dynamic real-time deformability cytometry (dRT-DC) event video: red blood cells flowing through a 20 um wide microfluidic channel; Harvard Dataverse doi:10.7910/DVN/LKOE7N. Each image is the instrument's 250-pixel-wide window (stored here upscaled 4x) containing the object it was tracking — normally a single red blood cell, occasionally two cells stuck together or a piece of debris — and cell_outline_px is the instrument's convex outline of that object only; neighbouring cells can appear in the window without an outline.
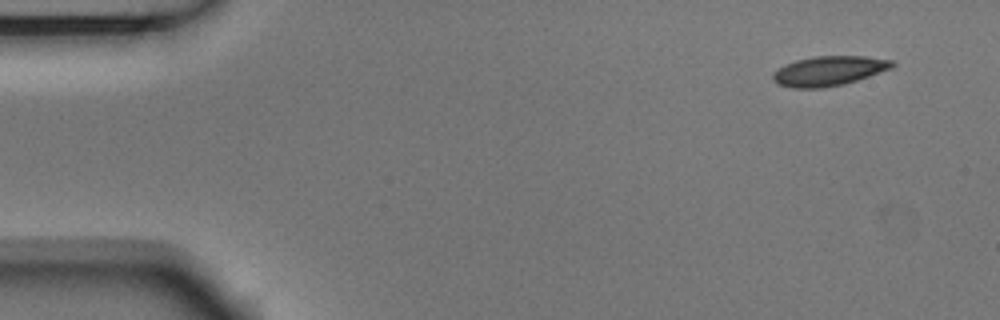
{"species": "Egyptian fruit bat (a non-hibernating species)", "species_latin": "Rousettus aegyptiacus", "temperature_condition": "room temperature", "stored_images_in_passage": 51, "camera_frame_rate_fps": 3000, "um_per_image_px": 0.085, "animal": {"sex": "male"}, "frame": {"image": 1, "passage_image": 1, "time_ms": 0.0, "image_size_px": [1000, 320], "cell_outline_px": [[896, 64], [892, 68], [844, 84], [824, 88], [792, 88], [780, 84], [772, 80], [772, 72], [784, 64], [796, 60], [812, 56], [864, 56], [892, 60]], "centroid_in_image_um": [70.42, 6.02], "position_along_channel_um": 14.6, "area_um2": 20.69}}
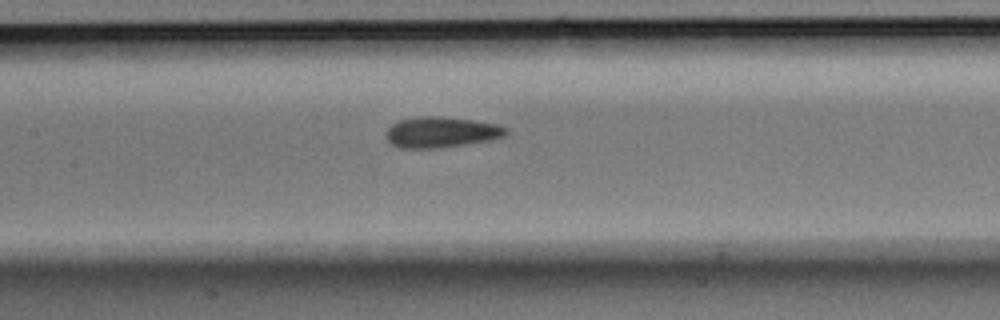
{"frame": {"image": 2, "passage_image": 22, "time_ms": 7.0, "image_size_px": [1000, 320], "cell_outline_px": [[508, 132], [504, 136], [492, 140], [440, 148], [400, 148], [392, 144], [388, 140], [388, 128], [392, 124], [400, 120], [420, 116], [440, 116], [472, 120], [496, 124], [508, 128]], "centroid_in_image_um": [37.54, 11.24], "position_along_channel_um": 169.9, "area_um2": 21.39}}
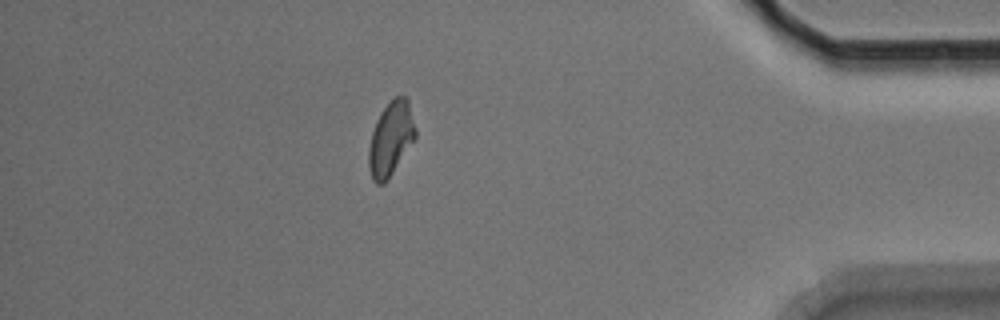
{"frame": {"image": 3, "passage_image": 44, "time_ms": 14.333, "image_size_px": [1000, 320], "cell_outline_px": [[416, 140], [388, 180], [384, 184], [376, 184], [372, 180], [368, 168], [368, 148], [372, 132], [376, 120], [380, 112], [396, 96], [404, 96], [408, 100], [416, 128]], "centroid_in_image_um": [33.22, 11.85], "position_along_channel_um": 402.0, "area_um2": 20.52}, "authors_computed_cell_mechanics": {"area_um2": 20.808, "velocity_mm_per_s": 3.7231, "shape_relaxation_time_tau1_ms": 4.7181, "shape_relaxation_time_tau2_ms": 1.8793, "deformation_change_tau1": 0.1102, "deformation_change_tau2": 0.0643}}